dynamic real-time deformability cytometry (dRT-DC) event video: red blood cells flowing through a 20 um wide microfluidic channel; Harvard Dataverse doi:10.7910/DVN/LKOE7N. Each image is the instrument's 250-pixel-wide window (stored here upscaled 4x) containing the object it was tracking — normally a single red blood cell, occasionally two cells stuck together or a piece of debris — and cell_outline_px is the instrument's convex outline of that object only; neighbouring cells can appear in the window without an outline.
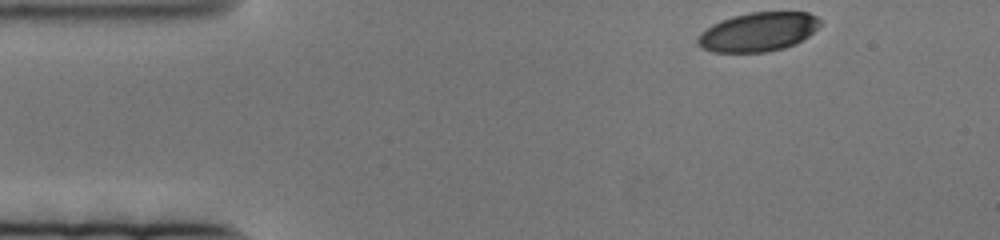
{"species": "human", "species_latin": "Homo sapiens", "temperature_condition": "cold", "stored_images_in_passage": 73, "camera_frame_rate_fps": 3000, "um_per_image_px": 0.085, "donor": {"sex": "female"}, "frame": {"image": 1, "passage_image": 1, "time_ms": 0.0, "image_size_px": [1000, 240], "cell_outline_px": [[820, 24], [808, 36], [796, 44], [784, 48], [764, 52], [712, 52], [704, 48], [696, 40], [700, 32], [712, 24], [720, 20], [732, 16], [752, 12], [808, 12], [816, 16], [820, 20]], "centroid_in_image_um": [64.43, 2.71], "position_along_channel_um": 20.6, "area_um2": 27.74}}
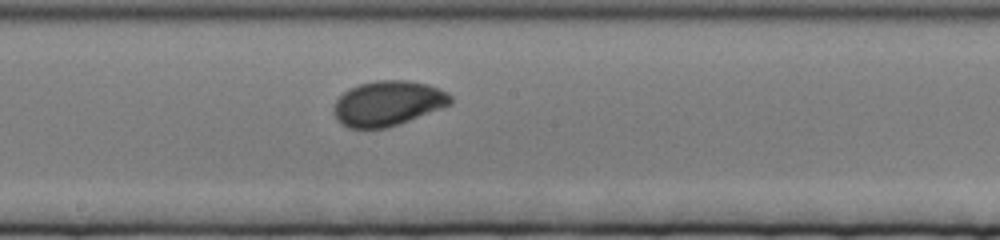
{"frame": {"image": 2, "passage_image": 34, "time_ms": 11.0, "image_size_px": [1000, 240], "cell_outline_px": [[452, 104], [400, 124], [388, 128], [348, 128], [340, 124], [336, 120], [336, 100], [344, 92], [360, 84], [376, 80], [408, 80], [428, 84], [440, 88], [448, 92], [452, 96]], "centroid_in_image_um": [33.02, 8.78], "position_along_channel_um": 215.2, "area_um2": 30.63}}
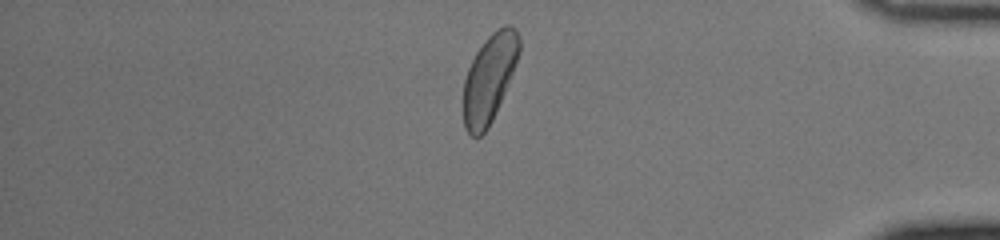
{"frame": {"image": 3, "passage_image": 60, "time_ms": 19.667, "image_size_px": [1000, 240], "cell_outline_px": [[520, 52], [504, 92], [492, 120], [488, 128], [480, 136], [472, 136], [464, 128], [464, 80], [468, 68], [476, 52], [484, 40], [496, 28], [504, 24], [508, 24], [520, 36]], "centroid_in_image_um": [41.58, 6.62], "position_along_channel_um": 393.6, "area_um2": 28.21}}